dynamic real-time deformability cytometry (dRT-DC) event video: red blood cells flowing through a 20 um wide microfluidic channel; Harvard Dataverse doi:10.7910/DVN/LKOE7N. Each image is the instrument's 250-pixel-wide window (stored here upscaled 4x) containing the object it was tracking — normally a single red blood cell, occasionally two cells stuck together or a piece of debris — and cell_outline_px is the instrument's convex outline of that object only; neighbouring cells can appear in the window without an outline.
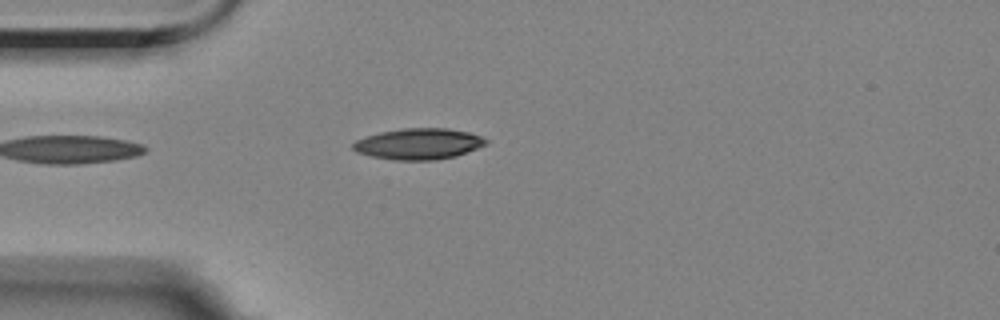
{"species": "Egyptian fruit bat (a non-hibernating species)", "species_latin": "Rousettus aegyptiacus", "temperature_condition": "room temperature", "stored_images_in_passage": 21, "camera_frame_rate_fps": 3000, "um_per_image_px": 0.085, "animal": {"sex": "female"}, "frame": {"image": 1, "passage_image": 1, "time_ms": 0.0, "image_size_px": [1000, 320], "cell_outline_px": [[488, 144], [456, 156], [436, 160], [392, 160], [372, 156], [356, 152], [352, 148], [352, 144], [356, 140], [364, 136], [380, 132], [404, 128], [444, 128], [468, 132], [480, 136], [488, 140]], "centroid_in_image_um": [35.56, 12.23], "position_along_channel_um": 49.4, "area_um2": 24.1}}
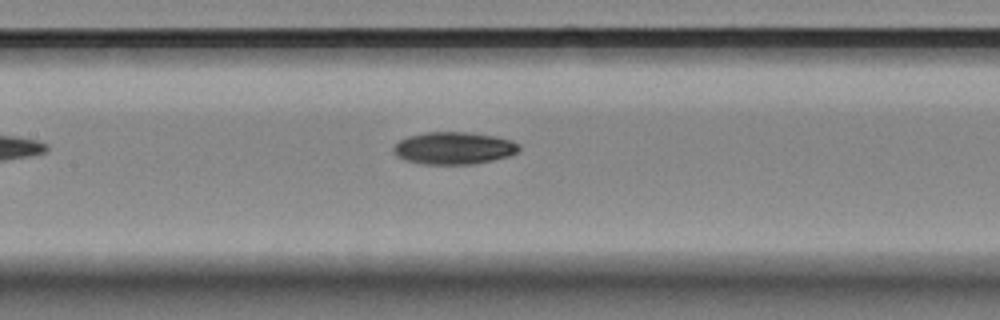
{"frame": {"image": 2, "passage_image": 12, "time_ms": 3.667, "image_size_px": [1000, 320], "cell_outline_px": [[520, 148], [516, 152], [508, 156], [492, 160], [472, 164], [424, 164], [404, 160], [396, 156], [392, 152], [392, 148], [400, 140], [408, 136], [424, 132], [468, 132], [496, 136], [512, 140], [520, 144]], "centroid_in_image_um": [38.55, 12.58], "position_along_channel_um": 168.8, "area_um2": 23.76}}
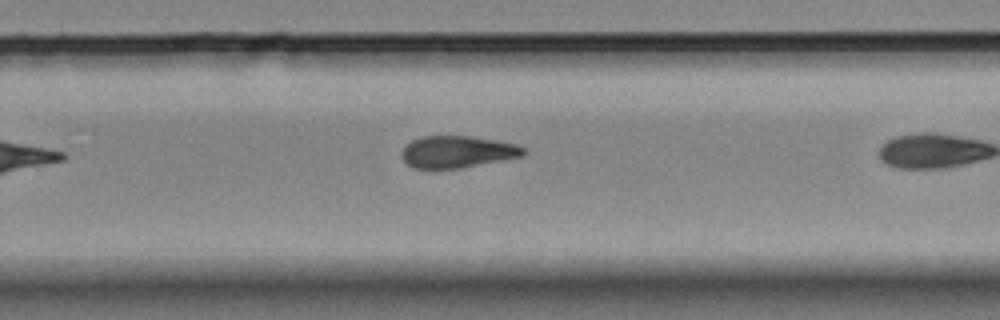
{"frame": {"image": 3, "passage_image": 19, "time_ms": 6.0, "image_size_px": [1000, 320], "cell_outline_px": [[528, 152], [524, 156], [460, 168], [412, 168], [400, 156], [400, 152], [412, 140], [420, 136], [468, 136], [496, 140], [516, 144], [524, 148]], "centroid_in_image_um": [38.88, 12.9], "position_along_channel_um": 290.9, "area_um2": 22.66}}